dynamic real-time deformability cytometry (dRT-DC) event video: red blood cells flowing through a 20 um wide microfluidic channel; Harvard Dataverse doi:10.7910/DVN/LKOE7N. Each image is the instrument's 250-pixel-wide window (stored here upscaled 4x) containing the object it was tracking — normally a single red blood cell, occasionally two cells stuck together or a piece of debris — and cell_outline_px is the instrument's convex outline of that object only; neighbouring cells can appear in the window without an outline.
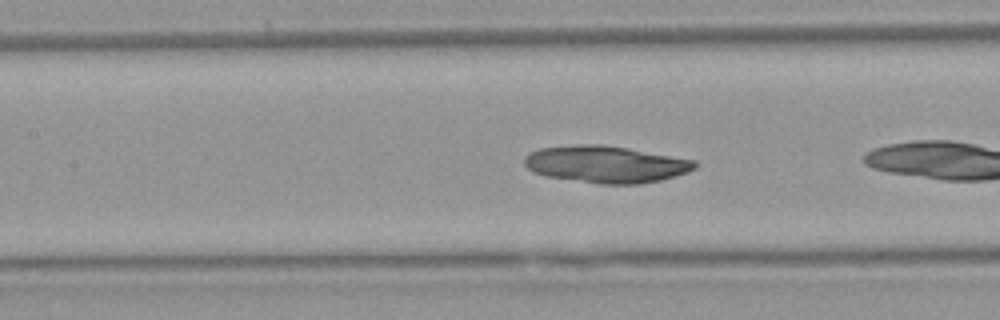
{"species": "Egyptian fruit bat (a non-hibernating species)", "species_latin": "Rousettus aegyptiacus", "temperature_condition": "warm", "stored_images_in_passage": 16, "camera_frame_rate_fps": 3000, "um_per_image_px": 0.085, "animal": {"sex": "female"}, "frame": {"image": 1, "passage_image": 7, "time_ms": 2.0, "image_size_px": [1000, 320], "cell_outline_px": [[700, 164], [696, 168], [688, 172], [660, 180], [640, 184], [600, 184], [544, 176], [532, 172], [524, 164], [524, 156], [528, 152], [540, 148], [584, 144], [600, 144], [628, 148], [696, 160]], "centroid_in_image_um": [51.5, 13.96], "position_along_channel_um": 155.9, "area_um2": 36.93}}